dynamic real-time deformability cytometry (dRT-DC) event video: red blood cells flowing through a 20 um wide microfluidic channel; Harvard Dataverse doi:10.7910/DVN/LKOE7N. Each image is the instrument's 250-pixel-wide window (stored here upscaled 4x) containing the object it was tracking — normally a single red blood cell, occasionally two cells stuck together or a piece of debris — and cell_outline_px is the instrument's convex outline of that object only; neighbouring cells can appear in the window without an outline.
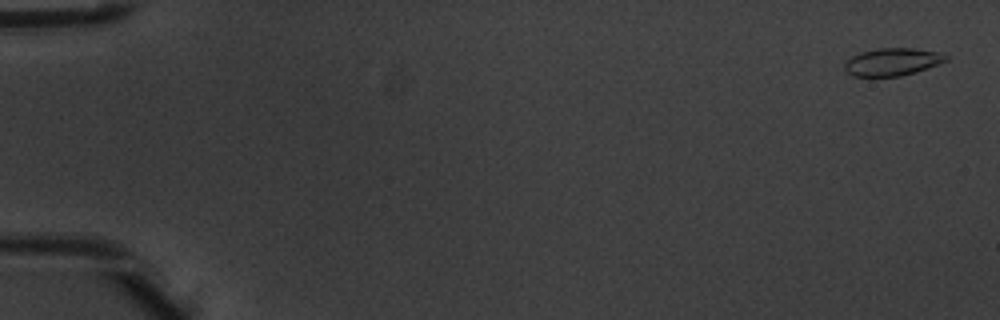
{"species": "common noctule bat (a hibernating species)", "species_latin": "Nyctalus noctula", "temperature_condition": "warm", "stored_images_in_passage": 5, "camera_frame_rate_fps": 3000, "um_per_image_px": 0.085, "animal": {"sex": "male", "body_mass_g": 20.1, "forearm_length_mm": 53.5}, "frame": {"image": 1, "passage_image": 1, "time_ms": 0.0, "image_size_px": [1000, 320], "cell_outline_px": [[948, 60], [916, 72], [900, 76], [852, 76], [844, 68], [844, 64], [852, 56], [860, 52], [880, 48], [912, 48], [936, 52], [948, 56]], "centroid_in_image_um": [75.83, 5.26], "position_along_channel_um": 9.2, "area_um2": 16.07}}
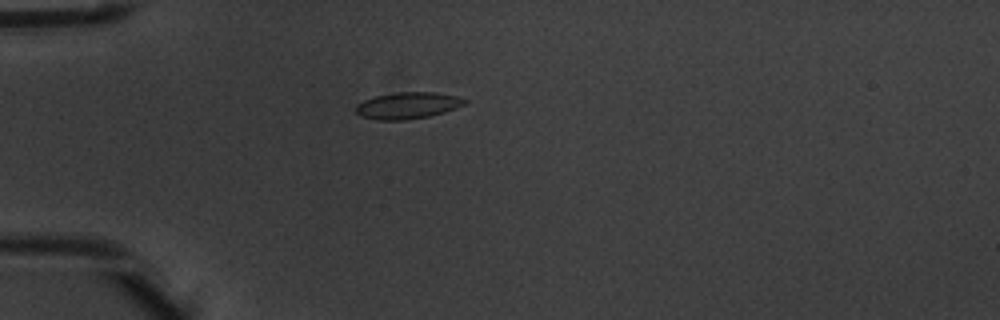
{"frame": {"image": 2, "passage_image": 5, "time_ms": 1.333, "image_size_px": [1000, 320], "cell_outline_px": [[468, 100], [464, 104], [456, 108], [444, 112], [428, 116], [404, 120], [376, 120], [360, 116], [356, 112], [356, 104], [364, 100], [376, 96], [396, 92], [436, 92], [456, 96]], "centroid_in_image_um": [34.63, 8.97], "position_along_channel_um": 50.4, "area_um2": 16.82}}